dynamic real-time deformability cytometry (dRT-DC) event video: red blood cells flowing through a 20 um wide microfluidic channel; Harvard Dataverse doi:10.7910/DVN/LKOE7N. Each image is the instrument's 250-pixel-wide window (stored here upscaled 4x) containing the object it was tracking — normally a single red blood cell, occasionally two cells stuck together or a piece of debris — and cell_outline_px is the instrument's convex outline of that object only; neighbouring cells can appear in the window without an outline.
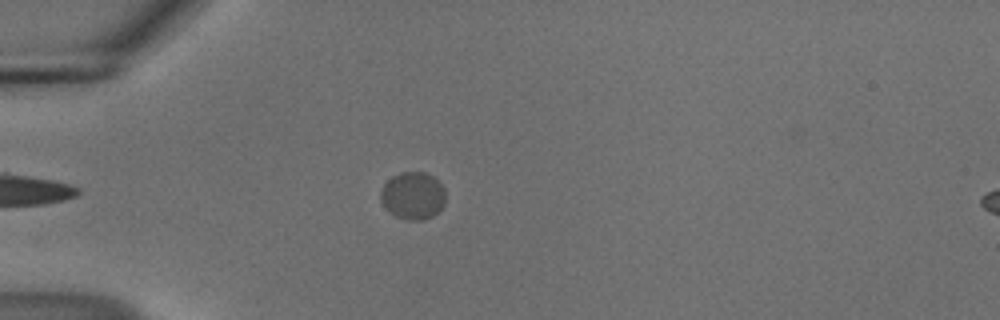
{"species": "common noctule bat (a hibernating species)", "species_latin": "Nyctalus noctula", "temperature_condition": "cold", "stored_images_in_passage": 20, "camera_frame_rate_fps": 3000, "um_per_image_px": 0.085, "animal": {"sex": "male", "body_mass_g": 18.8}, "frame": {"image": 1, "passage_image": 1, "time_ms": 0.0, "image_size_px": [1000, 320], "cell_outline_px": [[444, 204], [432, 216], [420, 220], [408, 220], [396, 216], [384, 204], [380, 196], [380, 192], [384, 184], [392, 176], [400, 172], [424, 172], [432, 176], [444, 188]], "centroid_in_image_um": [35.09, 16.61], "position_along_channel_um": 49.9, "area_um2": 17.51}}
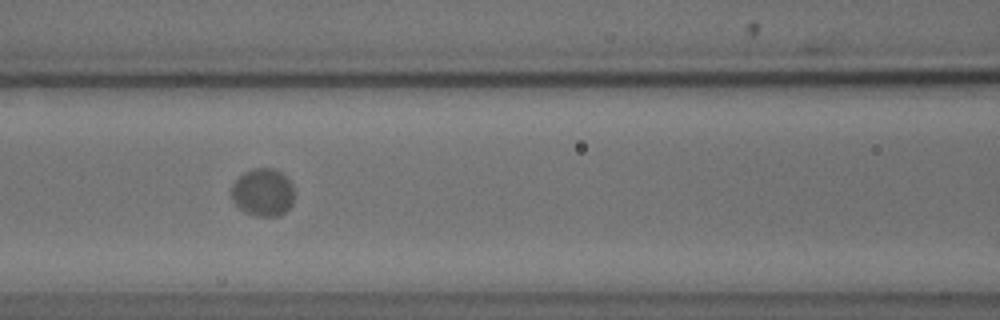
{"frame": {"image": 2, "passage_image": 10, "time_ms": 3.0, "image_size_px": [1000, 320], "cell_outline_px": [[292, 204], [284, 212], [276, 216], [256, 216], [244, 212], [232, 200], [232, 184], [244, 172], [252, 168], [276, 168], [292, 184]], "centroid_in_image_um": [22.32, 16.34], "position_along_channel_um": 144.3, "area_um2": 17.28}}